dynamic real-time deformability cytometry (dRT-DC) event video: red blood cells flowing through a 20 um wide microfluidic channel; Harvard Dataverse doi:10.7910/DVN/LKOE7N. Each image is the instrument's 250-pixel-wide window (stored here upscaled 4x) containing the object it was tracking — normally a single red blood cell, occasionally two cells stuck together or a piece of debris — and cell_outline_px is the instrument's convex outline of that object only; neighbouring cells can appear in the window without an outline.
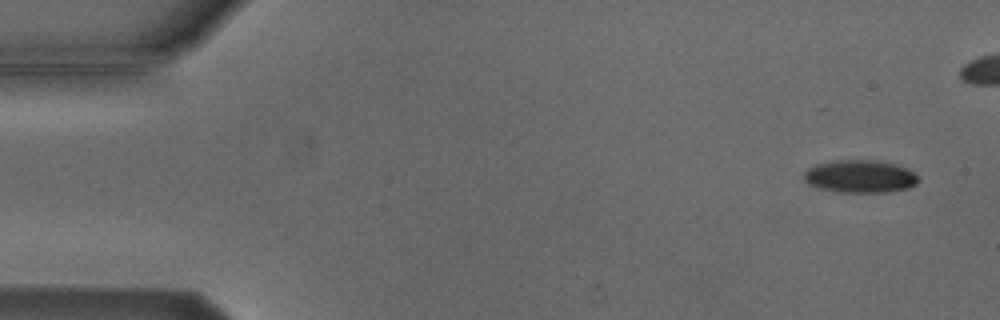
{"species": "Egyptian fruit bat (a non-hibernating species)", "species_latin": "Rousettus aegyptiacus", "temperature_condition": "cold", "stored_images_in_passage": 5, "camera_frame_rate_fps": 3000, "um_per_image_px": 0.085, "animal": {"sex": "male"}, "frame": {"image": 1, "passage_image": 1, "time_ms": 0.0, "image_size_px": [1000, 320], "cell_outline_px": [[920, 180], [916, 184], [908, 188], [884, 192], [836, 192], [820, 188], [808, 184], [804, 180], [804, 172], [808, 168], [816, 164], [832, 160], [876, 160], [908, 168]], "centroid_in_image_um": [73.07, 14.99], "position_along_channel_um": 11.9, "area_um2": 21.79}}